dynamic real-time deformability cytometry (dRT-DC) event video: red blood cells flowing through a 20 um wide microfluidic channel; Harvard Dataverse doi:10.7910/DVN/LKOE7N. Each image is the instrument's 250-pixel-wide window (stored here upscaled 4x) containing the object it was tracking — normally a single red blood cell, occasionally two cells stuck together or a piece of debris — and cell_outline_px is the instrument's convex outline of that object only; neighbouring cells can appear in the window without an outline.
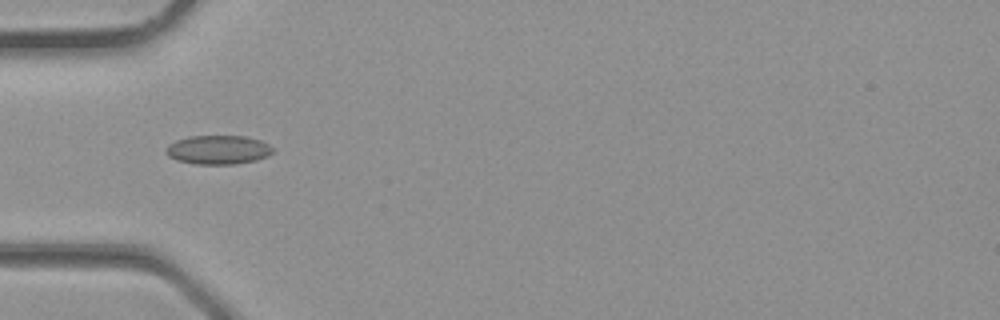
{"species": "common noctule bat (a hibernating species)", "species_latin": "Nyctalus noctula", "temperature_condition": "room temperature", "stored_images_in_passage": 28, "camera_frame_rate_fps": 3000, "um_per_image_px": 0.085, "animal": {"sex": "male", "body_mass_g": 23.1, "forearm_length_mm": 52.7}, "frame": {"image": 1, "passage_image": 5, "time_ms": 1.333, "image_size_px": [1000, 320], "cell_outline_px": [[276, 152], [268, 156], [256, 160], [236, 164], [192, 164], [176, 160], [168, 156], [164, 152], [164, 148], [168, 144], [176, 140], [188, 136], [244, 136], [260, 140], [276, 148]], "centroid_in_image_um": [18.54, 12.73], "position_along_channel_um": 66.5, "area_um2": 18.44}}
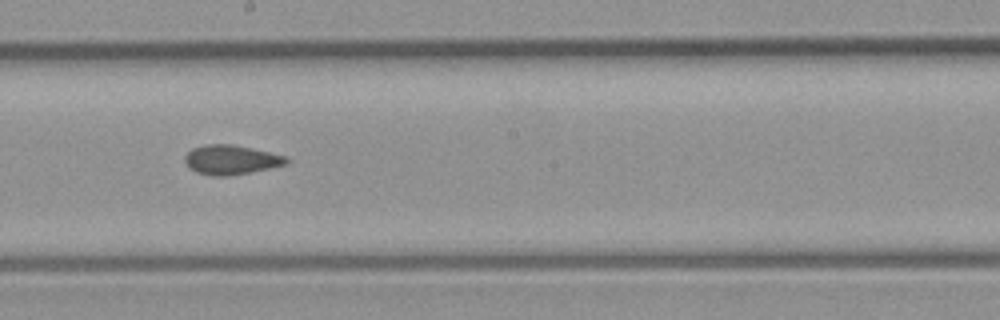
{"frame": {"image": 2, "passage_image": 13, "time_ms": 4.0, "image_size_px": [1000, 320], "cell_outline_px": [[288, 164], [248, 172], [224, 176], [212, 176], [196, 172], [184, 160], [184, 156], [192, 148], [204, 144], [232, 144], [252, 148], [288, 156]], "centroid_in_image_um": [19.64, 13.56], "position_along_channel_um": 228.6, "area_um2": 17.28}}
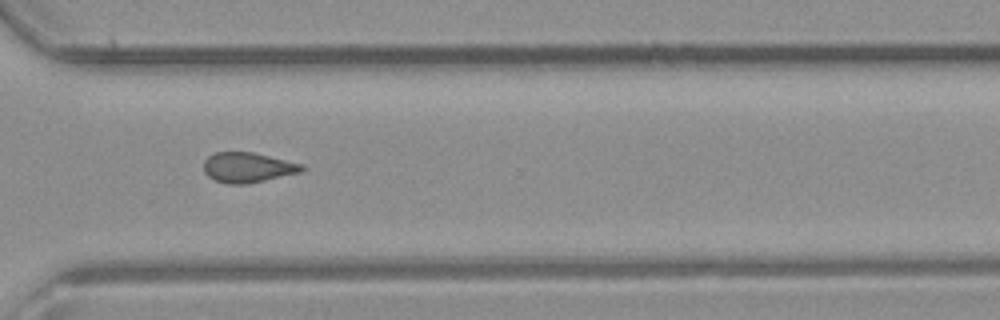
{"frame": {"image": 3, "passage_image": 19, "time_ms": 6.0, "image_size_px": [1000, 320], "cell_outline_px": [[308, 168], [300, 172], [248, 184], [228, 184], [216, 180], [208, 176], [204, 172], [204, 160], [208, 156], [216, 152], [252, 152], [304, 164]], "centroid_in_image_um": [21.08, 14.23], "position_along_channel_um": 349.5, "area_um2": 17.22}}